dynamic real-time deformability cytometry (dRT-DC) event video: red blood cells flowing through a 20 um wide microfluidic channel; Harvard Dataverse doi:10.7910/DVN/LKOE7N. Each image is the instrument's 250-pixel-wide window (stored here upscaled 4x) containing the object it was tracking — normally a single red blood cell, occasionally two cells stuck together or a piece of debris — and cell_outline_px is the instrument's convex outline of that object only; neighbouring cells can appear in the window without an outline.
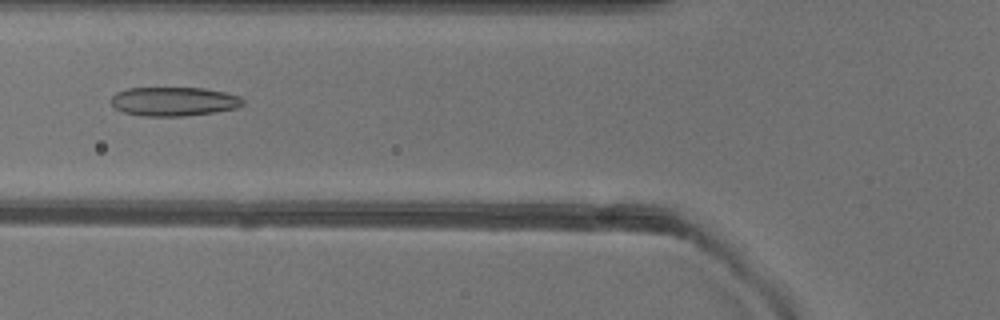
{"species": "common noctule bat (a hibernating species)", "species_latin": "Nyctalus noctula", "temperature_condition": "warm", "stored_images_in_passage": 48, "camera_frame_rate_fps": 3000, "um_per_image_px": 0.085, "animal": {"sex": "female"}, "frame": {"image": 1, "passage_image": 19, "time_ms": 6.0, "image_size_px": [1000, 320], "cell_outline_px": [[244, 104], [236, 108], [216, 112], [184, 116], [140, 116], [124, 112], [116, 108], [112, 104], [112, 96], [116, 92], [128, 88], [204, 88], [224, 92], [240, 96], [244, 100]], "centroid_in_image_um": [14.79, 8.62], "position_along_channel_um": 111.0, "area_um2": 22.31}}
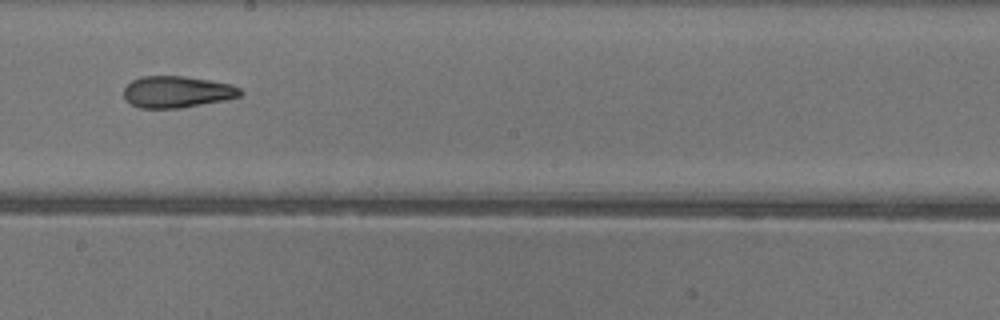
{"frame": {"image": 2, "passage_image": 28, "time_ms": 9.0, "image_size_px": [1000, 320], "cell_outline_px": [[244, 92], [240, 96], [224, 100], [180, 108], [140, 108], [128, 104], [124, 100], [124, 88], [132, 80], [140, 76], [184, 76], [212, 80], [232, 84], [240, 88]], "centroid_in_image_um": [15.03, 7.8], "position_along_channel_um": 233.2, "area_um2": 21.73}}
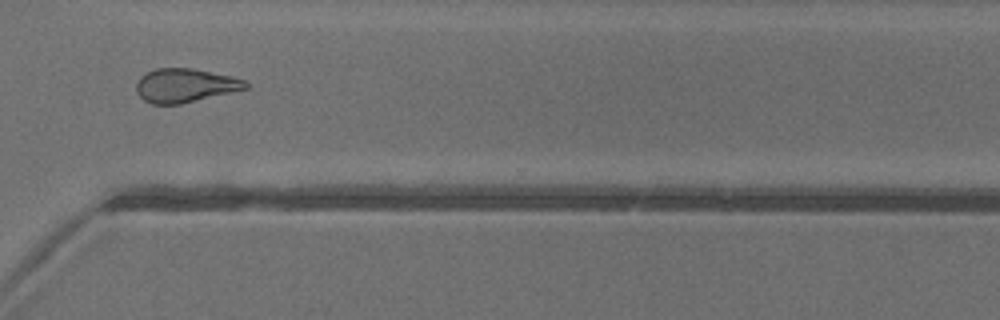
{"frame": {"image": 3, "passage_image": 37, "time_ms": 12.0, "image_size_px": [1000, 320], "cell_outline_px": [[248, 88], [232, 92], [180, 104], [152, 104], [144, 100], [136, 92], [136, 84], [140, 76], [156, 68], [192, 68], [232, 76], [244, 80], [248, 84]], "centroid_in_image_um": [15.72, 7.26], "position_along_channel_um": 354.9, "area_um2": 21.44}}